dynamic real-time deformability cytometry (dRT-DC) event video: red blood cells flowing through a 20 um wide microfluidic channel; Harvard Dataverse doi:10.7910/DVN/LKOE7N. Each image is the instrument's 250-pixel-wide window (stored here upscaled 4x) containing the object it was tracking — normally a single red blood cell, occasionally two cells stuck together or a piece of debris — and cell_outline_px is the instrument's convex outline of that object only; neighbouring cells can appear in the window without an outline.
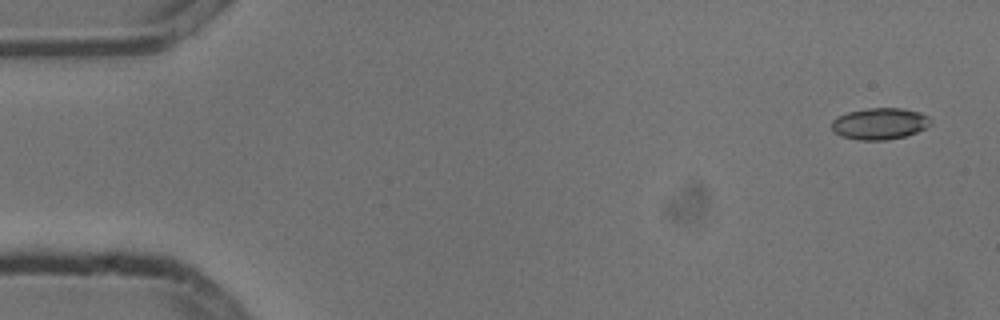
{"species": "common noctule bat (a hibernating species)", "species_latin": "Nyctalus noctula", "temperature_condition": "cold", "stored_images_in_passage": 4, "camera_frame_rate_fps": 3000, "um_per_image_px": 0.085, "animal": {"sex": "male", "body_mass_g": 13.3}, "frame": {"image": 1, "passage_image": 1, "time_ms": 0.0, "image_size_px": [1000, 320], "cell_outline_px": [[932, 124], [916, 132], [904, 136], [884, 140], [860, 140], [844, 136], [836, 132], [832, 128], [832, 120], [836, 116], [848, 112], [868, 108], [904, 108], [920, 112], [928, 116], [932, 120]], "centroid_in_image_um": [74.8, 10.49], "position_along_channel_um": 10.2, "area_um2": 18.09}}
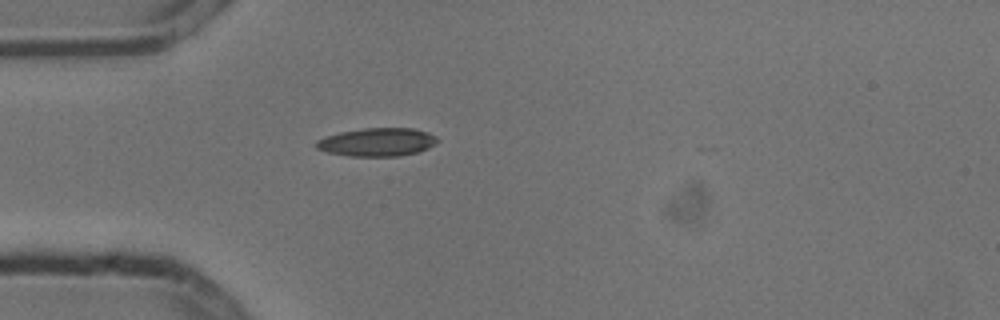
{"frame": {"image": 2, "passage_image": 4, "time_ms": 1.0, "image_size_px": [1000, 320], "cell_outline_px": [[440, 140], [436, 144], [428, 148], [416, 152], [400, 156], [348, 156], [328, 152], [316, 148], [316, 140], [324, 136], [340, 132], [364, 128], [416, 128], [428, 132], [436, 136]], "centroid_in_image_um": [32.08, 12.07], "position_along_channel_um": 52.9, "area_um2": 20.11}}